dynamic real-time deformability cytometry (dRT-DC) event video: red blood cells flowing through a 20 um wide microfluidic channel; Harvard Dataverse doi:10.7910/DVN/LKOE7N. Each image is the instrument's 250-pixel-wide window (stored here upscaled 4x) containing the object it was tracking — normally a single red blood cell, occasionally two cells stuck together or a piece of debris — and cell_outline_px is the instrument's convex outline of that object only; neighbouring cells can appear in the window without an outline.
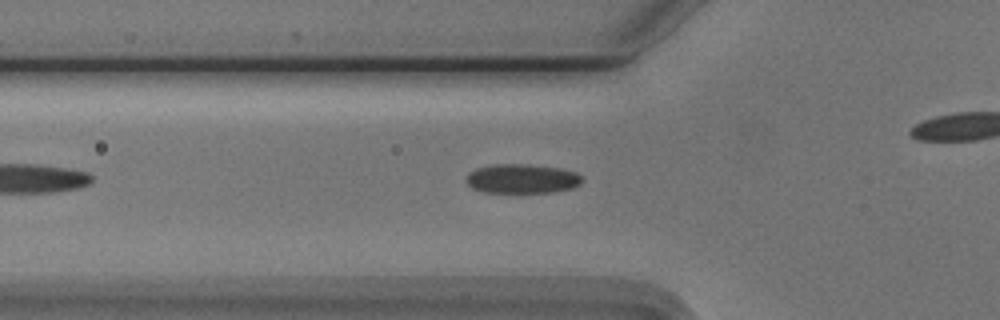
{"species": "Egyptian fruit bat (a non-hibernating species)", "species_latin": "Rousettus aegyptiacus", "temperature_condition": "cold", "stored_images_in_passage": 30, "camera_frame_rate_fps": 3000, "um_per_image_px": 0.085, "animal": {"sex": "male"}, "frame": {"image": 1, "passage_image": 9, "time_ms": 2.667, "image_size_px": [1000, 320], "cell_outline_px": [[580, 184], [572, 188], [552, 192], [484, 192], [472, 188], [464, 180], [468, 172], [476, 168], [492, 164], [528, 164], [560, 168], [576, 172], [580, 176]], "centroid_in_image_um": [44.31, 15.18], "position_along_channel_um": 81.5, "area_um2": 19.83}}
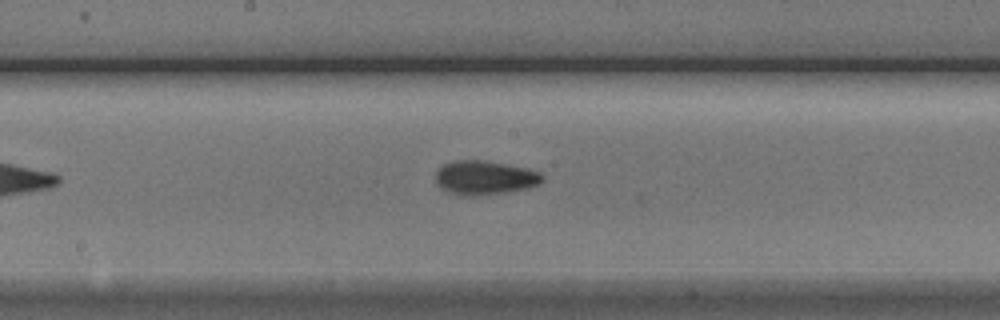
{"frame": {"image": 2, "passage_image": 19, "time_ms": 6.0, "image_size_px": [1000, 320], "cell_outline_px": [[544, 180], [540, 184], [528, 188], [504, 192], [472, 196], [464, 196], [448, 192], [440, 188], [436, 184], [436, 172], [444, 164], [452, 160], [484, 160], [528, 168], [540, 172], [544, 176]], "centroid_in_image_um": [41.21, 15.1], "position_along_channel_um": 207.0, "area_um2": 21.33}}
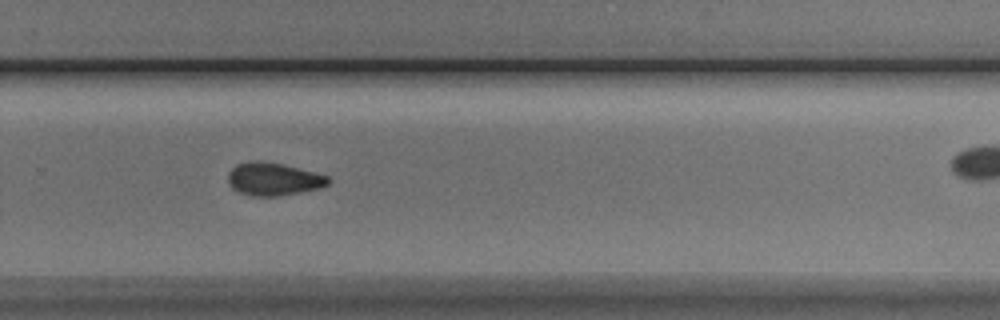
{"frame": {"image": 3, "passage_image": 27, "time_ms": 8.667, "image_size_px": [1000, 320], "cell_outline_px": [[332, 180], [328, 184], [320, 188], [300, 192], [276, 196], [248, 196], [232, 188], [228, 184], [228, 172], [236, 164], [248, 160], [264, 160], [284, 164], [316, 172], [328, 176]], "centroid_in_image_um": [23.23, 15.2], "position_along_channel_um": 306.6, "area_um2": 19.59}}